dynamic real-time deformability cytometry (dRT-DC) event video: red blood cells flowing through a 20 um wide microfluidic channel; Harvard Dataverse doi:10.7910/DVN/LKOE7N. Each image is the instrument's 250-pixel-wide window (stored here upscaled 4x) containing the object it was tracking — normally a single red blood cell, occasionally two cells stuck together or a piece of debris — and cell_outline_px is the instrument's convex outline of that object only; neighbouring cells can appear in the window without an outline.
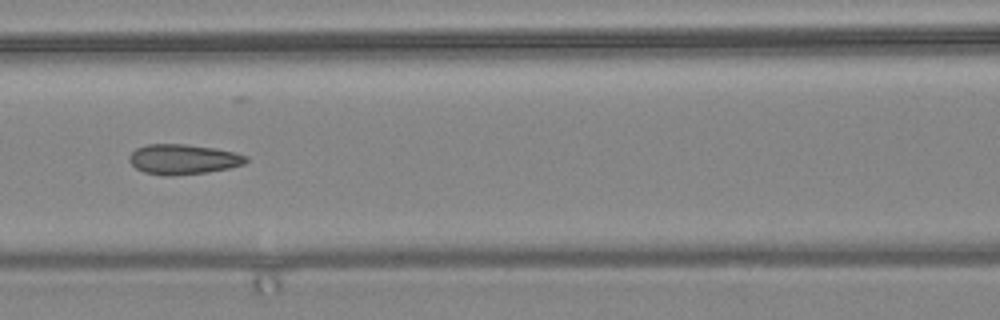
{"species": "common noctule bat (a hibernating species)", "species_latin": "Nyctalus noctula", "temperature_condition": "warm", "stored_images_in_passage": 10, "camera_frame_rate_fps": 3000, "um_per_image_px": 0.085, "animal": {"sex": "female", "body_mass_g": 24.6, "forearm_length_mm": 56.2}, "frame": {"image": 1, "passage_image": 6, "time_ms": 1.667, "image_size_px": [1000, 320], "cell_outline_px": [[248, 160], [244, 164], [228, 168], [208, 172], [172, 176], [164, 176], [144, 172], [136, 168], [128, 160], [128, 156], [136, 148], [148, 144], [184, 144], [212, 148], [236, 152], [248, 156]], "centroid_in_image_um": [15.56, 13.54], "position_along_channel_um": 151.0, "area_um2": 20.52}}
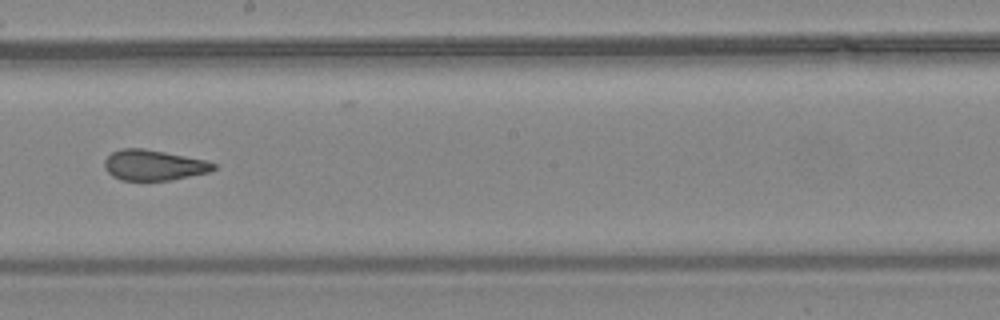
{"frame": {"image": 2, "passage_image": 8, "time_ms": 2.333, "image_size_px": [1000, 320], "cell_outline_px": [[216, 168], [208, 172], [168, 180], [120, 180], [112, 176], [104, 168], [104, 160], [112, 152], [120, 148], [144, 148], [204, 160], [216, 164]], "centroid_in_image_um": [13.0, 14.03], "position_along_channel_um": 235.2, "area_um2": 19.19}}
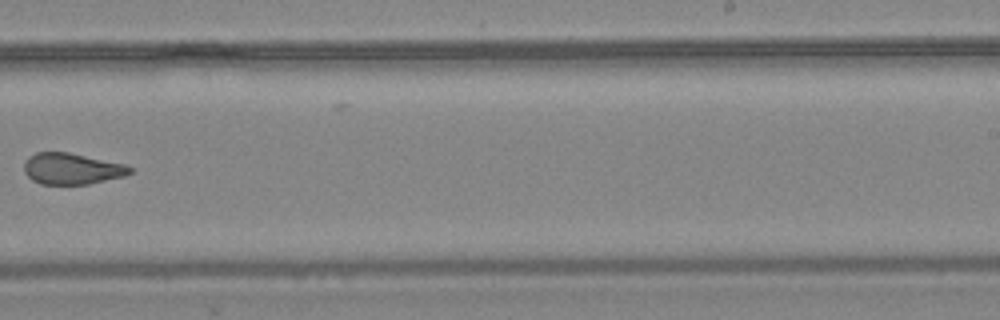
{"frame": {"image": 3, "passage_image": 9, "time_ms": 2.667, "image_size_px": [1000, 320], "cell_outline_px": [[132, 172], [124, 176], [88, 184], [40, 184], [32, 180], [24, 172], [24, 164], [28, 156], [36, 152], [68, 152], [124, 164], [132, 168]], "centroid_in_image_um": [6.07, 14.34], "position_along_channel_um": 282.9, "area_um2": 19.19}}